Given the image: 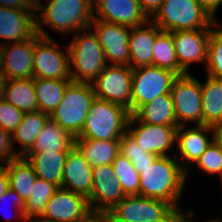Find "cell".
<instances>
[{"label": "cell", "mask_w": 222, "mask_h": 222, "mask_svg": "<svg viewBox=\"0 0 222 222\" xmlns=\"http://www.w3.org/2000/svg\"><path fill=\"white\" fill-rule=\"evenodd\" d=\"M47 1L48 4L45 7L41 0H37L36 11L41 12L40 15H35L36 33L40 36L51 38L43 26H48L52 31L61 33L63 36L66 34L69 36L71 33L89 28L94 20L93 0Z\"/></svg>", "instance_id": "1"}, {"label": "cell", "mask_w": 222, "mask_h": 222, "mask_svg": "<svg viewBox=\"0 0 222 222\" xmlns=\"http://www.w3.org/2000/svg\"><path fill=\"white\" fill-rule=\"evenodd\" d=\"M139 177L141 196L168 202L178 211L182 210L178 202L187 174L174 157H158L153 164L139 168Z\"/></svg>", "instance_id": "2"}, {"label": "cell", "mask_w": 222, "mask_h": 222, "mask_svg": "<svg viewBox=\"0 0 222 222\" xmlns=\"http://www.w3.org/2000/svg\"><path fill=\"white\" fill-rule=\"evenodd\" d=\"M130 116L126 107L96 97L75 139L120 140L127 132Z\"/></svg>", "instance_id": "3"}, {"label": "cell", "mask_w": 222, "mask_h": 222, "mask_svg": "<svg viewBox=\"0 0 222 222\" xmlns=\"http://www.w3.org/2000/svg\"><path fill=\"white\" fill-rule=\"evenodd\" d=\"M68 45L72 81L92 83L104 72L107 66L104 50L91 28L78 31ZM72 66L76 71L72 69Z\"/></svg>", "instance_id": "4"}, {"label": "cell", "mask_w": 222, "mask_h": 222, "mask_svg": "<svg viewBox=\"0 0 222 222\" xmlns=\"http://www.w3.org/2000/svg\"><path fill=\"white\" fill-rule=\"evenodd\" d=\"M150 19L161 30L176 32L217 26L196 0H164Z\"/></svg>", "instance_id": "5"}, {"label": "cell", "mask_w": 222, "mask_h": 222, "mask_svg": "<svg viewBox=\"0 0 222 222\" xmlns=\"http://www.w3.org/2000/svg\"><path fill=\"white\" fill-rule=\"evenodd\" d=\"M95 98L91 83L71 81L50 118L76 138L83 129L85 118Z\"/></svg>", "instance_id": "6"}, {"label": "cell", "mask_w": 222, "mask_h": 222, "mask_svg": "<svg viewBox=\"0 0 222 222\" xmlns=\"http://www.w3.org/2000/svg\"><path fill=\"white\" fill-rule=\"evenodd\" d=\"M177 77L176 73L153 65L133 69L131 115L157 96L170 93Z\"/></svg>", "instance_id": "7"}, {"label": "cell", "mask_w": 222, "mask_h": 222, "mask_svg": "<svg viewBox=\"0 0 222 222\" xmlns=\"http://www.w3.org/2000/svg\"><path fill=\"white\" fill-rule=\"evenodd\" d=\"M177 212L168 202L141 195L125 196L109 211L121 222H167Z\"/></svg>", "instance_id": "8"}, {"label": "cell", "mask_w": 222, "mask_h": 222, "mask_svg": "<svg viewBox=\"0 0 222 222\" xmlns=\"http://www.w3.org/2000/svg\"><path fill=\"white\" fill-rule=\"evenodd\" d=\"M67 54L59 49L51 38L34 34L33 78L72 81L70 75L69 49Z\"/></svg>", "instance_id": "9"}, {"label": "cell", "mask_w": 222, "mask_h": 222, "mask_svg": "<svg viewBox=\"0 0 222 222\" xmlns=\"http://www.w3.org/2000/svg\"><path fill=\"white\" fill-rule=\"evenodd\" d=\"M177 126L203 125L201 82L190 73L179 75L171 89Z\"/></svg>", "instance_id": "10"}, {"label": "cell", "mask_w": 222, "mask_h": 222, "mask_svg": "<svg viewBox=\"0 0 222 222\" xmlns=\"http://www.w3.org/2000/svg\"><path fill=\"white\" fill-rule=\"evenodd\" d=\"M133 69L126 65H107L92 81L97 98L126 107L131 114Z\"/></svg>", "instance_id": "11"}, {"label": "cell", "mask_w": 222, "mask_h": 222, "mask_svg": "<svg viewBox=\"0 0 222 222\" xmlns=\"http://www.w3.org/2000/svg\"><path fill=\"white\" fill-rule=\"evenodd\" d=\"M96 34L103 50L107 65L130 66L129 35L131 27L93 20L90 27Z\"/></svg>", "instance_id": "12"}, {"label": "cell", "mask_w": 222, "mask_h": 222, "mask_svg": "<svg viewBox=\"0 0 222 222\" xmlns=\"http://www.w3.org/2000/svg\"><path fill=\"white\" fill-rule=\"evenodd\" d=\"M134 124H137V127H131ZM177 127L143 123L131 115L128 121L127 133L143 150L161 157L169 156L167 151L173 145H176Z\"/></svg>", "instance_id": "13"}, {"label": "cell", "mask_w": 222, "mask_h": 222, "mask_svg": "<svg viewBox=\"0 0 222 222\" xmlns=\"http://www.w3.org/2000/svg\"><path fill=\"white\" fill-rule=\"evenodd\" d=\"M125 196L112 164L93 167L92 192L88 198L91 211L109 212Z\"/></svg>", "instance_id": "14"}, {"label": "cell", "mask_w": 222, "mask_h": 222, "mask_svg": "<svg viewBox=\"0 0 222 222\" xmlns=\"http://www.w3.org/2000/svg\"><path fill=\"white\" fill-rule=\"evenodd\" d=\"M93 17L131 28L150 20L138 0H93Z\"/></svg>", "instance_id": "15"}, {"label": "cell", "mask_w": 222, "mask_h": 222, "mask_svg": "<svg viewBox=\"0 0 222 222\" xmlns=\"http://www.w3.org/2000/svg\"><path fill=\"white\" fill-rule=\"evenodd\" d=\"M1 72L8 78H33L34 35L25 41L0 44Z\"/></svg>", "instance_id": "16"}, {"label": "cell", "mask_w": 222, "mask_h": 222, "mask_svg": "<svg viewBox=\"0 0 222 222\" xmlns=\"http://www.w3.org/2000/svg\"><path fill=\"white\" fill-rule=\"evenodd\" d=\"M90 212L88 199L59 187L47 202L41 217L55 222H79Z\"/></svg>", "instance_id": "17"}, {"label": "cell", "mask_w": 222, "mask_h": 222, "mask_svg": "<svg viewBox=\"0 0 222 222\" xmlns=\"http://www.w3.org/2000/svg\"><path fill=\"white\" fill-rule=\"evenodd\" d=\"M212 29H194L172 32L179 66L188 74V67L195 62L207 64L209 38Z\"/></svg>", "instance_id": "18"}, {"label": "cell", "mask_w": 222, "mask_h": 222, "mask_svg": "<svg viewBox=\"0 0 222 222\" xmlns=\"http://www.w3.org/2000/svg\"><path fill=\"white\" fill-rule=\"evenodd\" d=\"M93 167L74 146L68 152L63 168L61 187L88 199L91 196Z\"/></svg>", "instance_id": "19"}, {"label": "cell", "mask_w": 222, "mask_h": 222, "mask_svg": "<svg viewBox=\"0 0 222 222\" xmlns=\"http://www.w3.org/2000/svg\"><path fill=\"white\" fill-rule=\"evenodd\" d=\"M187 126H178L176 131V145L182 161H179L181 167L188 174L186 162H197L200 156L215 140V128L206 125H196V128H186ZM184 130V131H183ZM204 132H210L212 139H208ZM212 132V133H211Z\"/></svg>", "instance_id": "20"}, {"label": "cell", "mask_w": 222, "mask_h": 222, "mask_svg": "<svg viewBox=\"0 0 222 222\" xmlns=\"http://www.w3.org/2000/svg\"><path fill=\"white\" fill-rule=\"evenodd\" d=\"M36 11L0 6V38L21 42L36 33Z\"/></svg>", "instance_id": "21"}, {"label": "cell", "mask_w": 222, "mask_h": 222, "mask_svg": "<svg viewBox=\"0 0 222 222\" xmlns=\"http://www.w3.org/2000/svg\"><path fill=\"white\" fill-rule=\"evenodd\" d=\"M160 31L161 29L151 20L146 24L131 28L128 45L132 69L153 65V47L156 35Z\"/></svg>", "instance_id": "22"}, {"label": "cell", "mask_w": 222, "mask_h": 222, "mask_svg": "<svg viewBox=\"0 0 222 222\" xmlns=\"http://www.w3.org/2000/svg\"><path fill=\"white\" fill-rule=\"evenodd\" d=\"M69 151L26 153L23 157L32 165L36 176L61 187L63 168Z\"/></svg>", "instance_id": "23"}, {"label": "cell", "mask_w": 222, "mask_h": 222, "mask_svg": "<svg viewBox=\"0 0 222 222\" xmlns=\"http://www.w3.org/2000/svg\"><path fill=\"white\" fill-rule=\"evenodd\" d=\"M132 115L151 125L177 126L171 93L157 96L140 106Z\"/></svg>", "instance_id": "24"}, {"label": "cell", "mask_w": 222, "mask_h": 222, "mask_svg": "<svg viewBox=\"0 0 222 222\" xmlns=\"http://www.w3.org/2000/svg\"><path fill=\"white\" fill-rule=\"evenodd\" d=\"M74 146L75 138L57 122L49 118L27 153H39L47 150L69 151Z\"/></svg>", "instance_id": "25"}, {"label": "cell", "mask_w": 222, "mask_h": 222, "mask_svg": "<svg viewBox=\"0 0 222 222\" xmlns=\"http://www.w3.org/2000/svg\"><path fill=\"white\" fill-rule=\"evenodd\" d=\"M203 125L222 126V79L207 75L201 83Z\"/></svg>", "instance_id": "26"}, {"label": "cell", "mask_w": 222, "mask_h": 222, "mask_svg": "<svg viewBox=\"0 0 222 222\" xmlns=\"http://www.w3.org/2000/svg\"><path fill=\"white\" fill-rule=\"evenodd\" d=\"M75 146L92 167L112 164L120 153V140L75 139Z\"/></svg>", "instance_id": "27"}, {"label": "cell", "mask_w": 222, "mask_h": 222, "mask_svg": "<svg viewBox=\"0 0 222 222\" xmlns=\"http://www.w3.org/2000/svg\"><path fill=\"white\" fill-rule=\"evenodd\" d=\"M49 118L50 115L41 111L24 113L22 121L11 134L13 148H15L14 141L19 142L22 146V150L18 153L19 156H24L32 148Z\"/></svg>", "instance_id": "28"}, {"label": "cell", "mask_w": 222, "mask_h": 222, "mask_svg": "<svg viewBox=\"0 0 222 222\" xmlns=\"http://www.w3.org/2000/svg\"><path fill=\"white\" fill-rule=\"evenodd\" d=\"M3 166L8 172L10 188L13 189L25 203L31 195L32 186L37 178L32 165L26 158L19 156Z\"/></svg>", "instance_id": "29"}, {"label": "cell", "mask_w": 222, "mask_h": 222, "mask_svg": "<svg viewBox=\"0 0 222 222\" xmlns=\"http://www.w3.org/2000/svg\"><path fill=\"white\" fill-rule=\"evenodd\" d=\"M4 99L24 113L38 111L34 78L8 80Z\"/></svg>", "instance_id": "30"}, {"label": "cell", "mask_w": 222, "mask_h": 222, "mask_svg": "<svg viewBox=\"0 0 222 222\" xmlns=\"http://www.w3.org/2000/svg\"><path fill=\"white\" fill-rule=\"evenodd\" d=\"M71 81L34 78V89L38 111L51 115L62 100L64 91Z\"/></svg>", "instance_id": "31"}, {"label": "cell", "mask_w": 222, "mask_h": 222, "mask_svg": "<svg viewBox=\"0 0 222 222\" xmlns=\"http://www.w3.org/2000/svg\"><path fill=\"white\" fill-rule=\"evenodd\" d=\"M153 66L170 70L179 75L187 74L180 66L172 40V32L161 30L153 47Z\"/></svg>", "instance_id": "32"}, {"label": "cell", "mask_w": 222, "mask_h": 222, "mask_svg": "<svg viewBox=\"0 0 222 222\" xmlns=\"http://www.w3.org/2000/svg\"><path fill=\"white\" fill-rule=\"evenodd\" d=\"M58 187L48 181L36 178L32 186L31 195L25 202L23 214L28 221L35 217H41L47 202L54 195Z\"/></svg>", "instance_id": "33"}, {"label": "cell", "mask_w": 222, "mask_h": 222, "mask_svg": "<svg viewBox=\"0 0 222 222\" xmlns=\"http://www.w3.org/2000/svg\"><path fill=\"white\" fill-rule=\"evenodd\" d=\"M112 166L125 195H140V177L132 162L119 153Z\"/></svg>", "instance_id": "34"}, {"label": "cell", "mask_w": 222, "mask_h": 222, "mask_svg": "<svg viewBox=\"0 0 222 222\" xmlns=\"http://www.w3.org/2000/svg\"><path fill=\"white\" fill-rule=\"evenodd\" d=\"M212 28L209 38L207 72L208 76L222 79V26ZM217 28V29H216Z\"/></svg>", "instance_id": "35"}, {"label": "cell", "mask_w": 222, "mask_h": 222, "mask_svg": "<svg viewBox=\"0 0 222 222\" xmlns=\"http://www.w3.org/2000/svg\"><path fill=\"white\" fill-rule=\"evenodd\" d=\"M196 165L207 174H219L222 180V147L216 139L200 156Z\"/></svg>", "instance_id": "36"}, {"label": "cell", "mask_w": 222, "mask_h": 222, "mask_svg": "<svg viewBox=\"0 0 222 222\" xmlns=\"http://www.w3.org/2000/svg\"><path fill=\"white\" fill-rule=\"evenodd\" d=\"M24 112L5 99L0 101V127L12 134L22 121Z\"/></svg>", "instance_id": "37"}, {"label": "cell", "mask_w": 222, "mask_h": 222, "mask_svg": "<svg viewBox=\"0 0 222 222\" xmlns=\"http://www.w3.org/2000/svg\"><path fill=\"white\" fill-rule=\"evenodd\" d=\"M120 154L126 157L130 162H133L134 158L159 157L158 155L143 150L127 132L120 139Z\"/></svg>", "instance_id": "38"}, {"label": "cell", "mask_w": 222, "mask_h": 222, "mask_svg": "<svg viewBox=\"0 0 222 222\" xmlns=\"http://www.w3.org/2000/svg\"><path fill=\"white\" fill-rule=\"evenodd\" d=\"M18 157V152H15V149L12 145L11 134L0 127V161H5L7 164L11 160H14Z\"/></svg>", "instance_id": "39"}, {"label": "cell", "mask_w": 222, "mask_h": 222, "mask_svg": "<svg viewBox=\"0 0 222 222\" xmlns=\"http://www.w3.org/2000/svg\"><path fill=\"white\" fill-rule=\"evenodd\" d=\"M8 199H9V202L10 201L13 202V210H16V213H17V215L15 214V216L21 218V220L23 222H27V220H26V218L23 214V210L25 208V203L23 202L21 197L11 188H9L7 190V192L4 193L0 197V202H3V201L8 200ZM7 219L9 220V218H7Z\"/></svg>", "instance_id": "40"}, {"label": "cell", "mask_w": 222, "mask_h": 222, "mask_svg": "<svg viewBox=\"0 0 222 222\" xmlns=\"http://www.w3.org/2000/svg\"><path fill=\"white\" fill-rule=\"evenodd\" d=\"M0 6L26 11H36L37 0H0Z\"/></svg>", "instance_id": "41"}, {"label": "cell", "mask_w": 222, "mask_h": 222, "mask_svg": "<svg viewBox=\"0 0 222 222\" xmlns=\"http://www.w3.org/2000/svg\"><path fill=\"white\" fill-rule=\"evenodd\" d=\"M200 6L212 17L213 22L216 24H220L217 21V18L215 19V13L218 10V7L221 4V0H196Z\"/></svg>", "instance_id": "42"}, {"label": "cell", "mask_w": 222, "mask_h": 222, "mask_svg": "<svg viewBox=\"0 0 222 222\" xmlns=\"http://www.w3.org/2000/svg\"><path fill=\"white\" fill-rule=\"evenodd\" d=\"M141 8L146 13V15L153 19L154 13L159 9L164 0H138Z\"/></svg>", "instance_id": "43"}, {"label": "cell", "mask_w": 222, "mask_h": 222, "mask_svg": "<svg viewBox=\"0 0 222 222\" xmlns=\"http://www.w3.org/2000/svg\"><path fill=\"white\" fill-rule=\"evenodd\" d=\"M79 222H107V212L91 211L84 219Z\"/></svg>", "instance_id": "44"}, {"label": "cell", "mask_w": 222, "mask_h": 222, "mask_svg": "<svg viewBox=\"0 0 222 222\" xmlns=\"http://www.w3.org/2000/svg\"><path fill=\"white\" fill-rule=\"evenodd\" d=\"M10 188L9 177L6 168L0 165V197Z\"/></svg>", "instance_id": "45"}, {"label": "cell", "mask_w": 222, "mask_h": 222, "mask_svg": "<svg viewBox=\"0 0 222 222\" xmlns=\"http://www.w3.org/2000/svg\"><path fill=\"white\" fill-rule=\"evenodd\" d=\"M157 158L158 157L134 158V161L132 162V164L134 165V168L139 173V168H146L148 165L153 164Z\"/></svg>", "instance_id": "46"}, {"label": "cell", "mask_w": 222, "mask_h": 222, "mask_svg": "<svg viewBox=\"0 0 222 222\" xmlns=\"http://www.w3.org/2000/svg\"><path fill=\"white\" fill-rule=\"evenodd\" d=\"M188 214V215H187ZM187 214H184L181 211H178L169 221L167 222H189L188 217H193L195 212L193 210L188 211Z\"/></svg>", "instance_id": "47"}, {"label": "cell", "mask_w": 222, "mask_h": 222, "mask_svg": "<svg viewBox=\"0 0 222 222\" xmlns=\"http://www.w3.org/2000/svg\"><path fill=\"white\" fill-rule=\"evenodd\" d=\"M8 78L0 71V101L4 100Z\"/></svg>", "instance_id": "48"}, {"label": "cell", "mask_w": 222, "mask_h": 222, "mask_svg": "<svg viewBox=\"0 0 222 222\" xmlns=\"http://www.w3.org/2000/svg\"><path fill=\"white\" fill-rule=\"evenodd\" d=\"M215 139L222 147V126L215 128Z\"/></svg>", "instance_id": "49"}, {"label": "cell", "mask_w": 222, "mask_h": 222, "mask_svg": "<svg viewBox=\"0 0 222 222\" xmlns=\"http://www.w3.org/2000/svg\"><path fill=\"white\" fill-rule=\"evenodd\" d=\"M35 219V220H34ZM28 222H55V221H51V220H47V219H44L42 217H37V218H33L31 219L30 221Z\"/></svg>", "instance_id": "50"}, {"label": "cell", "mask_w": 222, "mask_h": 222, "mask_svg": "<svg viewBox=\"0 0 222 222\" xmlns=\"http://www.w3.org/2000/svg\"><path fill=\"white\" fill-rule=\"evenodd\" d=\"M107 222H121V221H119L117 218H115L113 215L107 212Z\"/></svg>", "instance_id": "51"}, {"label": "cell", "mask_w": 222, "mask_h": 222, "mask_svg": "<svg viewBox=\"0 0 222 222\" xmlns=\"http://www.w3.org/2000/svg\"><path fill=\"white\" fill-rule=\"evenodd\" d=\"M189 222H192L191 219L189 220ZM207 222H222V221H220V219L219 220L216 219V220H213V221L211 220V221H207Z\"/></svg>", "instance_id": "52"}]
</instances>
